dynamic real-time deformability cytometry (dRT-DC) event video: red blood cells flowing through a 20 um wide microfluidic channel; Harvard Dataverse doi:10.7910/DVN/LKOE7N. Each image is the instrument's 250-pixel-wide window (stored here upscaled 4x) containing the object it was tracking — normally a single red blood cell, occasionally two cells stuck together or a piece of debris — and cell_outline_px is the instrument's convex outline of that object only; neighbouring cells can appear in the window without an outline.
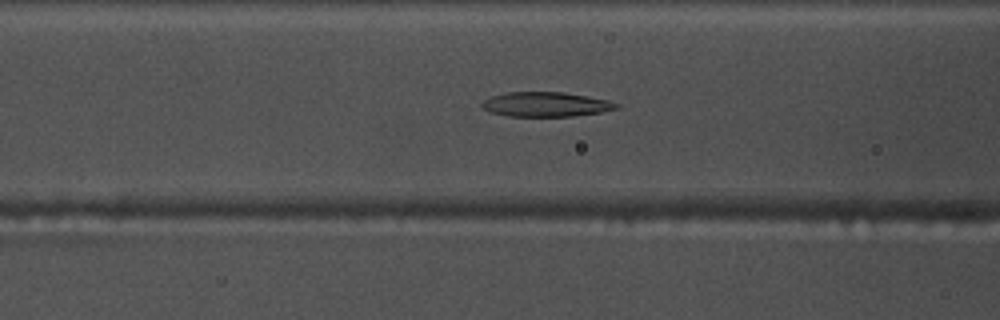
{"species": "common noctule bat (a hibernating species)", "species_latin": "Nyctalus noctula", "temperature_condition": "warm", "stored_images_in_passage": 53, "camera_frame_rate_fps": 3000, "um_per_image_px": 0.085, "animal": {"sex": "male", "body_mass_g": 17.5, "forearm_length_mm": 52.3}, "frame": {"image": 1, "passage_image": 20, "time_ms": 6.333, "image_size_px": [1000, 320], "cell_outline_px": [[620, 108], [600, 112], [572, 116], [508, 116], [492, 112], [484, 108], [480, 104], [484, 100], [492, 96], [508, 92], [560, 92], [588, 96], [608, 100], [620, 104]], "centroid_in_image_um": [46.43, 8.87], "position_along_channel_um": 120.2, "area_um2": 19.13}}
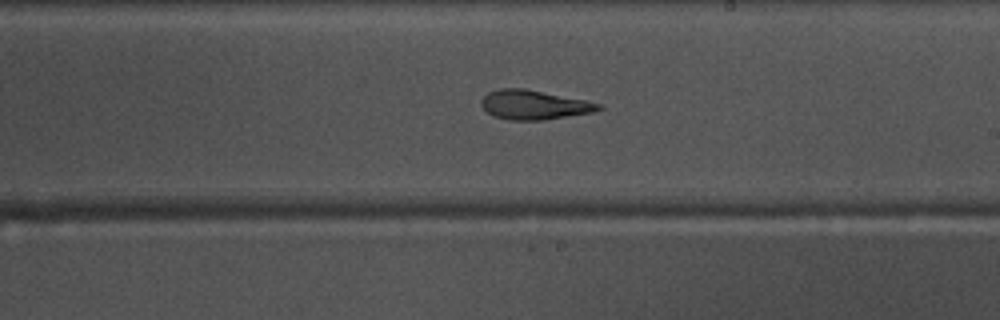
{"frame": {"image": 2, "passage_image": 30, "time_ms": 9.667, "image_size_px": [1000, 320], "cell_outline_px": [[604, 108], [592, 112], [544, 120], [508, 120], [492, 116], [480, 104], [480, 100], [488, 92], [500, 88], [524, 88], [584, 100], [600, 104]], "centroid_in_image_um": [45.34, 8.91], "position_along_channel_um": 243.7, "area_um2": 19.94}}
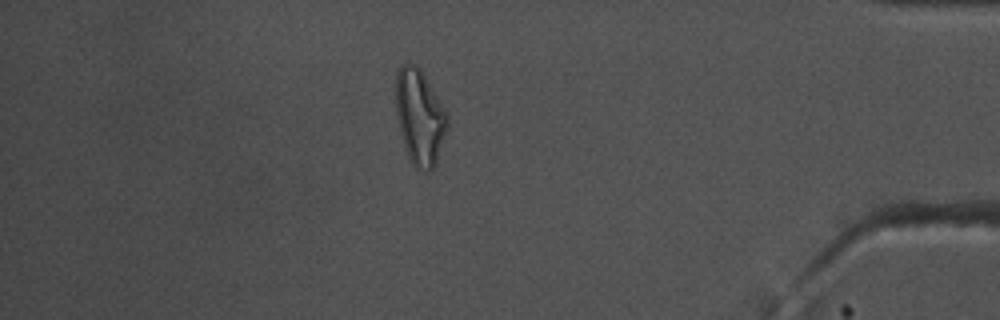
{"frame": {"image": 3, "passage_image": 46, "time_ms": 15.0, "image_size_px": [1000, 320], "cell_outline_px": [[448, 124], [436, 164], [432, 172], [424, 172], [416, 168], [412, 164], [404, 148], [396, 116], [396, 72], [400, 64], [408, 60], [416, 64], [420, 68], [448, 116]], "centroid_in_image_um": [35.64, 9.95], "position_along_channel_um": 399.6, "area_um2": 28.9}, "authors_computed_cell_mechanics": {"area_um2": 21.4438, "velocity_mm_per_s": 3.7118, "shape_relaxation_time_tau1_ms": null, "shape_relaxation_time_tau2_ms": 4.5577, "deformation_change_tau1": null, "deformation_change_tau2": 0.1484}}